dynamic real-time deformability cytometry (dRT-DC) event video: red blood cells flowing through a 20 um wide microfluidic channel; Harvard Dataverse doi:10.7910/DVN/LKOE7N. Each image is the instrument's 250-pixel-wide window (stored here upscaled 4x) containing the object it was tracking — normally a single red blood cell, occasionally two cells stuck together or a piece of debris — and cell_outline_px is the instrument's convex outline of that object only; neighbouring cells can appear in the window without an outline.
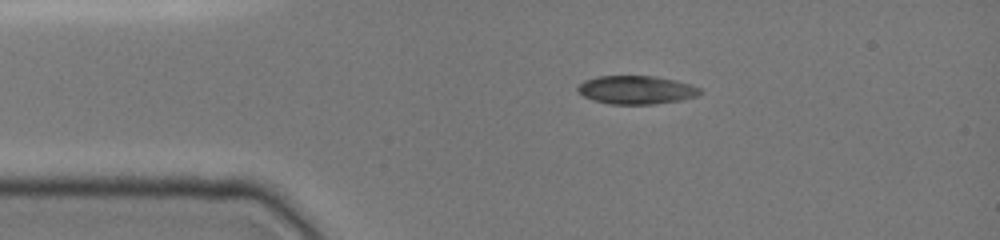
{"species": "common noctule bat (a hibernating species)", "species_latin": "Nyctalus noctula", "temperature_condition": "cold", "stored_images_in_passage": 36, "camera_frame_rate_fps": 3000, "um_per_image_px": 0.085, "animal": {"sex": "female", "body_mass_g": 19.0, "forearm_length_mm": 51.5}, "frame": {"image": 1, "passage_image": 4, "time_ms": 1.0, "image_size_px": [1000, 240], "cell_outline_px": [[704, 92], [696, 96], [680, 100], [656, 104], [608, 104], [592, 100], [576, 92], [576, 88], [584, 80], [596, 76], [656, 76], [676, 80], [692, 84], [700, 88]], "centroid_in_image_um": [54.08, 7.64], "position_along_channel_um": 30.9, "area_um2": 20.52}}
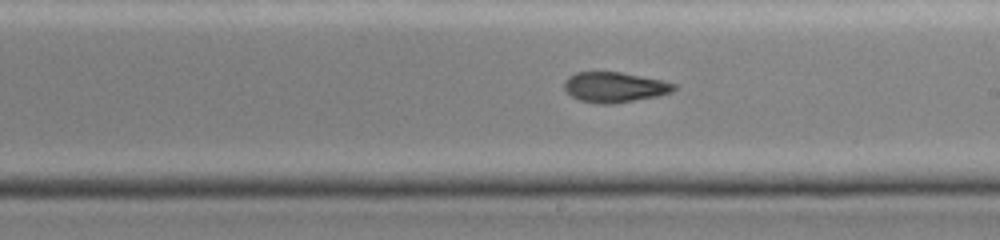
{"frame": {"image": 2, "passage_image": 22, "time_ms": 7.0, "image_size_px": [1000, 240], "cell_outline_px": [[676, 88], [672, 92], [656, 96], [612, 104], [604, 104], [580, 100], [572, 96], [564, 88], [564, 80], [568, 76], [576, 72], [620, 72], [664, 80], [676, 84]], "centroid_in_image_um": [52.24, 7.4], "position_along_channel_um": 236.8, "area_um2": 19.25}}
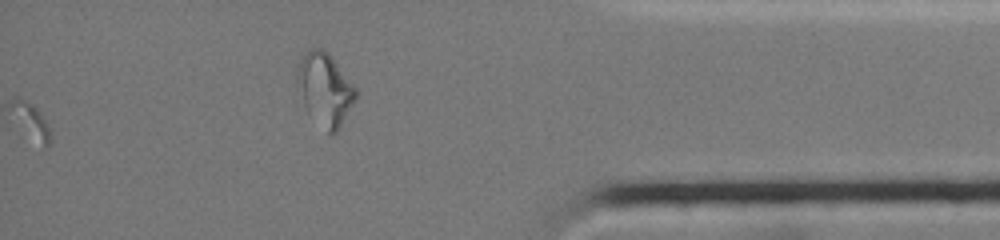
{"frame": {"image": 3, "passage_image": 36, "time_ms": 11.667, "image_size_px": [1000, 240], "cell_outline_px": [[356, 96], [340, 128], [336, 132], [328, 132], [308, 112], [304, 104], [296, 84], [296, 76], [300, 60], [304, 52], [308, 48], [324, 48], [328, 52], [356, 88]], "centroid_in_image_um": [27.59, 7.53], "position_along_channel_um": 407.6, "area_um2": 24.33}, "authors_computed_cell_mechanics": {"area_um2": 19.9699, "velocity_mm_per_s": 4.0088, "shape_relaxation_time_tau1_ms": null, "shape_relaxation_time_tau2_ms": 2.8809, "deformation_change_tau1": null, "deformation_change_tau2": 0.0915}}